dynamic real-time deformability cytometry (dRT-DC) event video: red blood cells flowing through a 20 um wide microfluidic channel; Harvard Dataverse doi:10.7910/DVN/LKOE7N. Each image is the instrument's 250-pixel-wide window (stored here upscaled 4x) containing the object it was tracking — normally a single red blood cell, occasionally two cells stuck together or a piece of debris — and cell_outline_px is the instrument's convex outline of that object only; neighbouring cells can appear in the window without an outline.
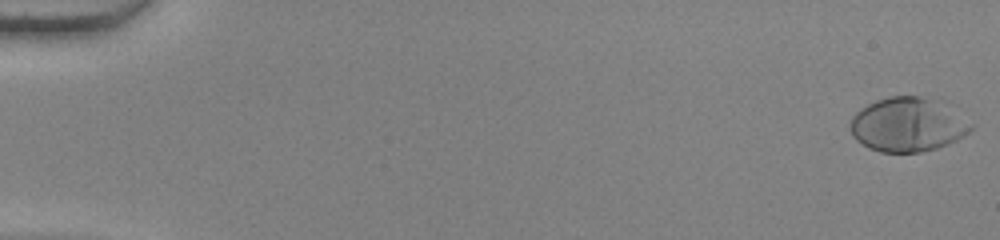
{"species": "human", "species_latin": "Homo sapiens", "temperature_condition": "warm", "stored_images_in_passage": 55, "camera_frame_rate_fps": 3000, "um_per_image_px": 0.085, "donor": {"sex": "female"}, "frame": {"image": 1, "passage_image": 1, "time_ms": 0.0, "image_size_px": [1000, 240], "cell_outline_px": [[972, 128], [964, 136], [948, 144], [936, 148], [920, 152], [880, 152], [868, 148], [856, 140], [852, 136], [852, 116], [856, 112], [868, 104], [876, 100], [888, 96], [920, 96], [928, 100], [972, 124]], "centroid_in_image_um": [77.05, 10.64], "position_along_channel_um": 7.9, "area_um2": 36.7}}
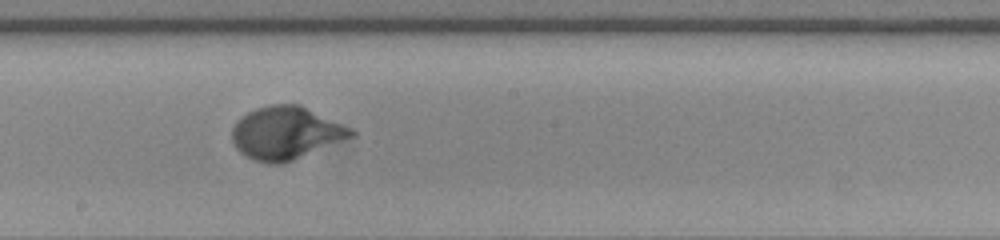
{"frame": {"image": 2, "passage_image": 32, "time_ms": 10.333, "image_size_px": [1000, 240], "cell_outline_px": [[356, 136], [284, 164], [268, 164], [252, 160], [240, 152], [236, 148], [232, 140], [232, 128], [236, 120], [248, 112], [256, 108], [272, 104], [300, 104], [352, 128], [356, 132]], "centroid_in_image_um": [24.32, 11.32], "position_along_channel_um": 223.9, "area_um2": 37.11}}
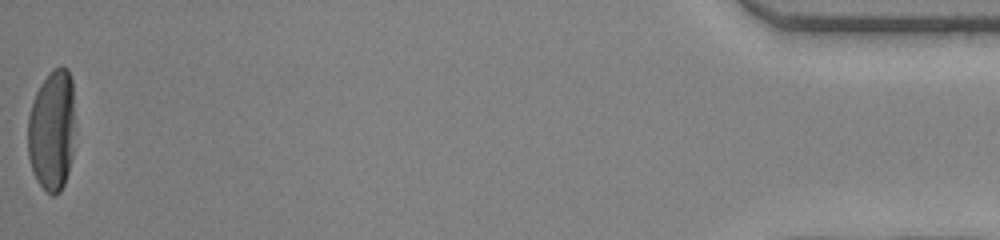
{"frame": {"image": 3, "passage_image": 55, "time_ms": 18.0, "image_size_px": [1000, 240], "cell_outline_px": [[72, 156], [68, 172], [64, 184], [60, 192], [56, 196], [52, 196], [36, 180], [32, 172], [28, 156], [28, 116], [32, 100], [40, 84], [60, 64], [68, 68], [72, 80]], "centroid_in_image_um": [4.38, 11.11], "position_along_channel_um": 430.8, "area_um2": 33.06}, "authors_computed_cell_mechanics": {"area_um2": 34.969, "velocity_mm_per_s": 3.8365, "shape_relaxation_time_tau1_ms": 2.7569, "shape_relaxation_time_tau2_ms": null, "deformation_change_tau1": 0.205, "deformation_change_tau2": null}}